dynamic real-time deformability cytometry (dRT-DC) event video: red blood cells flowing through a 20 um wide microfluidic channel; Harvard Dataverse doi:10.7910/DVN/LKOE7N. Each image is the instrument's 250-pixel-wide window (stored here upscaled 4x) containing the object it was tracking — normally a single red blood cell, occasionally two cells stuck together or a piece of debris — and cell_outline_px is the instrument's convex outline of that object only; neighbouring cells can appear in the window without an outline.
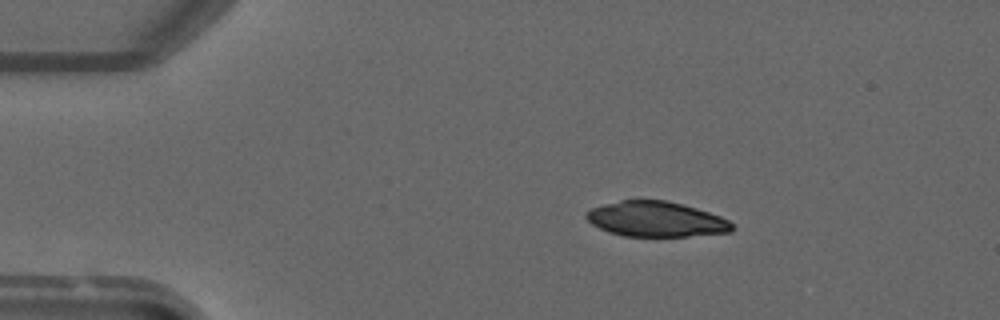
{"species": "common noctule bat (a hibernating species)", "species_latin": "Nyctalus noctula", "temperature_condition": "warm", "stored_images_in_passage": 4, "camera_frame_rate_fps": 3000, "um_per_image_px": 0.085, "animal": {"sex": "male", "forearm_length_mm": 52.5}, "frame": {"image": 1, "passage_image": 3, "time_ms": 2.333, "image_size_px": [1000, 320], "cell_outline_px": [[736, 228], [732, 232], [688, 236], [624, 236], [608, 232], [592, 224], [584, 216], [584, 212], [592, 208], [604, 204], [620, 200], [664, 200], [696, 208], [720, 216], [728, 220]], "centroid_in_image_um": [55.75, 18.63], "position_along_channel_um": 29.2, "area_um2": 29.88}}